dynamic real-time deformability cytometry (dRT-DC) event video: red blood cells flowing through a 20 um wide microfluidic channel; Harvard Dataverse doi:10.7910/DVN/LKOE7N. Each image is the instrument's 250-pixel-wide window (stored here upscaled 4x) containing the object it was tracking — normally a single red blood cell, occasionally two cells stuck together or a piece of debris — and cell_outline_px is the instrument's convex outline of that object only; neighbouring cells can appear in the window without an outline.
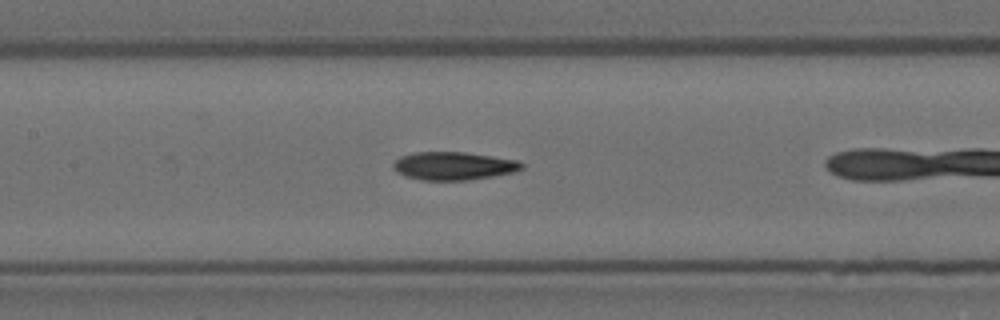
{"species": "Egyptian fruit bat (a non-hibernating species)", "species_latin": "Rousettus aegyptiacus", "temperature_condition": "room temperature", "stored_images_in_passage": 28, "camera_frame_rate_fps": 3000, "um_per_image_px": 0.085, "animal": {"sex": "female"}, "frame": {"image": 1, "passage_image": 10, "time_ms": 3.0, "image_size_px": [1000, 320], "cell_outline_px": [[524, 168], [512, 172], [492, 176], [468, 180], [420, 180], [404, 176], [396, 172], [392, 168], [392, 164], [400, 156], [416, 152], [464, 152], [492, 156], [516, 160], [524, 164]], "centroid_in_image_um": [38.51, 14.1], "position_along_channel_um": 168.9, "area_um2": 21.04}}
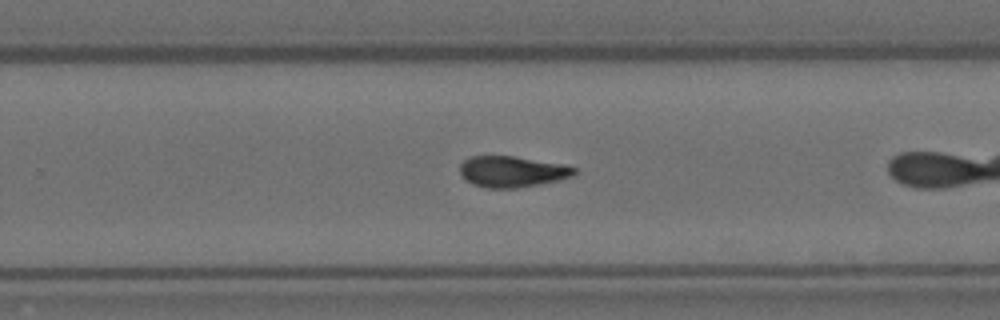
{"frame": {"image": 2, "passage_image": 20, "time_ms": 6.333, "image_size_px": [1000, 320], "cell_outline_px": [[576, 172], [572, 176], [540, 184], [516, 188], [488, 188], [472, 184], [460, 176], [460, 164], [464, 160], [472, 156], [512, 156], [560, 164], [576, 168]], "centroid_in_image_um": [43.47, 14.59], "position_along_channel_um": 286.3, "area_um2": 20.46}}
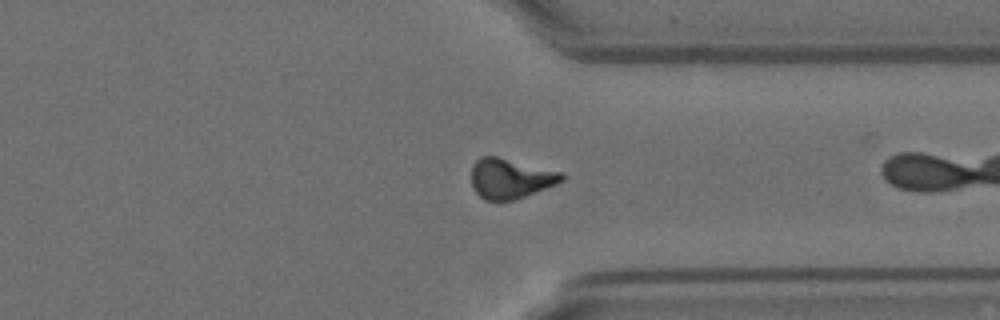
{"frame": {"image": 3, "passage_image": 27, "time_ms": 8.667, "image_size_px": [1000, 320], "cell_outline_px": [[564, 180], [556, 184], [524, 196], [512, 200], [484, 200], [476, 192], [472, 184], [472, 164], [480, 156], [496, 156], [564, 172]], "centroid_in_image_um": [43.38, 15.15], "position_along_channel_um": 368.0, "area_um2": 20.98}}